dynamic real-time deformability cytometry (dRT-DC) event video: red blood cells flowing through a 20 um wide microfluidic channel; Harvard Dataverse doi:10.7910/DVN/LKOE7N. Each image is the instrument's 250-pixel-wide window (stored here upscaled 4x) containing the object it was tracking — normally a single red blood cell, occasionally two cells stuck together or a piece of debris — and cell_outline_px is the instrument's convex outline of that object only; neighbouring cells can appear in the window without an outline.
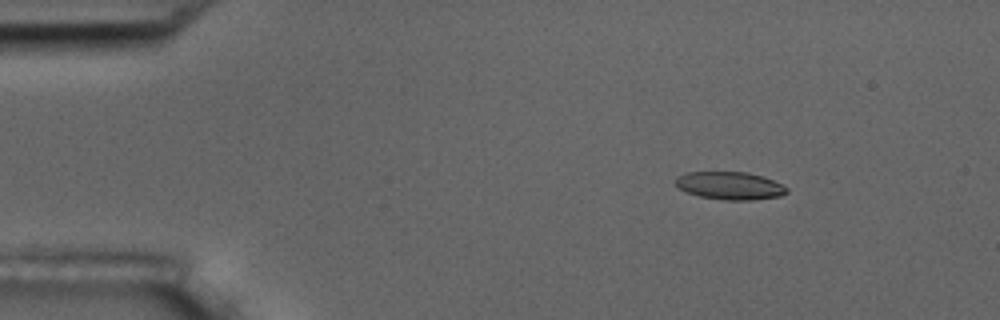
{"species": "common noctule bat (a hibernating species)", "species_latin": "Nyctalus noctula", "temperature_condition": "room temperature", "stored_images_in_passage": 8, "camera_frame_rate_fps": 3000, "um_per_image_px": 0.085, "animal": {"sex": "male", "body_mass_g": 17.5, "forearm_length_mm": 52.3}, "frame": {"image": 1, "passage_image": 3, "time_ms": 0.667, "image_size_px": [1000, 320], "cell_outline_px": [[788, 192], [780, 196], [752, 200], [724, 200], [700, 196], [684, 192], [676, 184], [676, 176], [684, 172], [748, 172], [772, 180], [788, 188]], "centroid_in_image_um": [62.01, 15.78], "position_along_channel_um": 23.0, "area_um2": 17.98}}
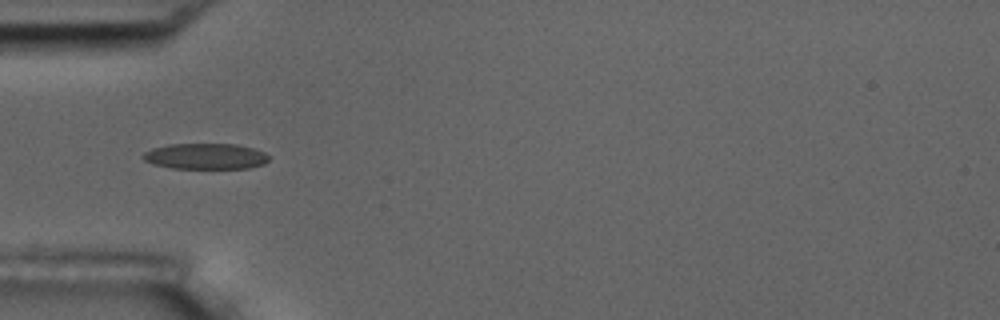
{"frame": {"image": 2, "passage_image": 6, "time_ms": 1.667, "image_size_px": [1000, 320], "cell_outline_px": [[268, 160], [264, 164], [248, 168], [172, 168], [152, 164], [144, 160], [140, 156], [144, 152], [152, 148], [168, 144], [236, 144], [252, 148], [264, 152], [268, 156]], "centroid_in_image_um": [17.43, 13.28], "position_along_channel_um": 67.6, "area_um2": 18.96}}